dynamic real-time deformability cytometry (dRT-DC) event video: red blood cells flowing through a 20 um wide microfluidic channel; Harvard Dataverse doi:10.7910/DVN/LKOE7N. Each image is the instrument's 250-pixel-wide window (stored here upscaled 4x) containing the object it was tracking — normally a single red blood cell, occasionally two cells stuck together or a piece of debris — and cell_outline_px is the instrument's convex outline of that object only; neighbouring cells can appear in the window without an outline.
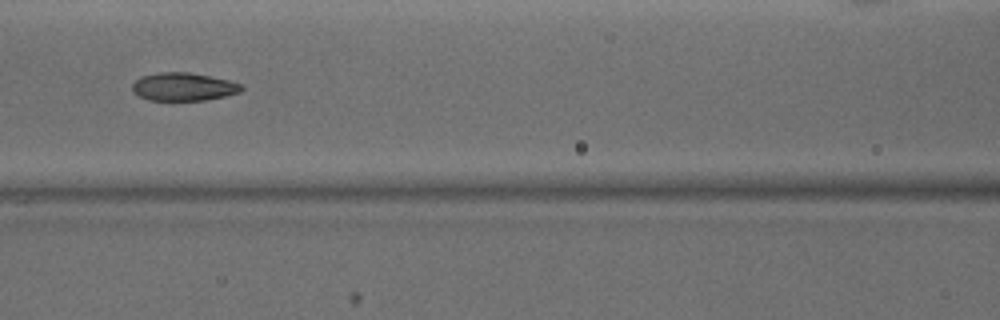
{"species": "common noctule bat (a hibernating species)", "species_latin": "Nyctalus noctula", "temperature_condition": "warm", "stored_images_in_passage": 13, "camera_frame_rate_fps": 3000, "um_per_image_px": 0.085, "animal": {"sex": "male", "body_mass_g": 15.6}, "frame": {"image": 1, "passage_image": 10, "time_ms": 3.0, "image_size_px": [1000, 320], "cell_outline_px": [[244, 88], [240, 92], [224, 96], [204, 100], [148, 100], [136, 96], [132, 92], [132, 84], [140, 76], [156, 72], [188, 72], [228, 80], [244, 84]], "centroid_in_image_um": [15.55, 7.37], "position_along_channel_um": 151.0, "area_um2": 18.03}}